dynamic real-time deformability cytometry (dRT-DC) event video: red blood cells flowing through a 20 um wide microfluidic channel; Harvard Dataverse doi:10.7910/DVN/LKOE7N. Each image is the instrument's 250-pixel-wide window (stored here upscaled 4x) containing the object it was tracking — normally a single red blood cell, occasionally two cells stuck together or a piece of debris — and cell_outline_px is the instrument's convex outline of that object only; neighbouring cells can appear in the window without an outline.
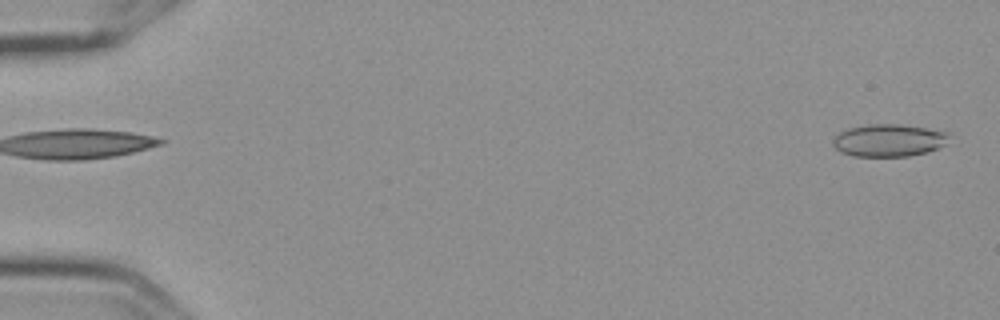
{"species": "Egyptian fruit bat (a non-hibernating species)", "species_latin": "Rousettus aegyptiacus", "temperature_condition": "cold", "stored_images_in_passage": 6, "segment_of_instrument_passage": [2, 2], "camera_frame_rate_fps": 3000, "um_per_image_px": 0.085, "frame": {"image": 1, "passage_image": 6, "time_ms": 1.667, "image_size_px": [1000, 320], "cell_outline_px": [[948, 136], [944, 144], [928, 152], [908, 156], [852, 156], [840, 152], [832, 144], [832, 140], [840, 132], [848, 128], [868, 124], [900, 124], [928, 128], [948, 132]], "centroid_in_image_um": [75.51, 11.92], "position_along_channel_um": 9.5, "area_um2": 21.91}}